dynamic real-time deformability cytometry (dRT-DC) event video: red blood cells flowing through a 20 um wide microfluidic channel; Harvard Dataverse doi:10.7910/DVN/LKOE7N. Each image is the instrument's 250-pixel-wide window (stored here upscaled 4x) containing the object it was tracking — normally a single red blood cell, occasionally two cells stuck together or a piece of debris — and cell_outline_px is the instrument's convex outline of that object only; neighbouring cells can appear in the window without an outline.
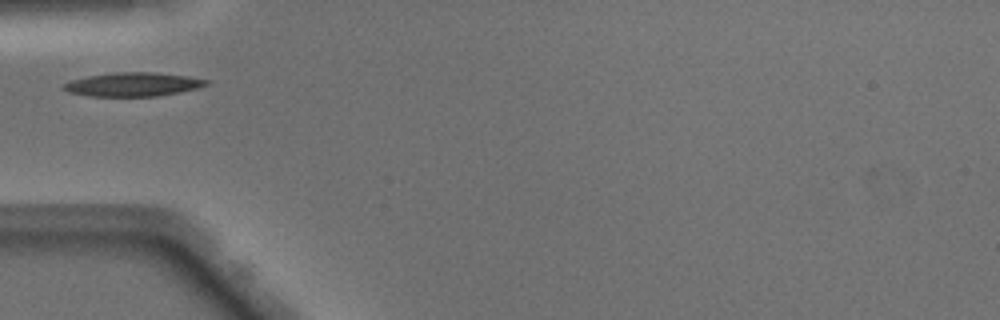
{"species": "Egyptian fruit bat (a non-hibernating species)", "species_latin": "Rousettus aegyptiacus", "temperature_condition": "warm", "stored_images_in_passage": 16, "camera_frame_rate_fps": 3000, "um_per_image_px": 0.085, "animal": {"sex": "male"}, "frame": {"image": 1, "passage_image": 1, "time_ms": 0.0, "image_size_px": [1000, 320], "cell_outline_px": [[208, 84], [200, 88], [156, 96], [92, 96], [68, 92], [60, 88], [64, 84], [72, 80], [88, 76], [112, 72], [152, 72], [184, 76], [208, 80]], "centroid_in_image_um": [11.27, 7.17], "position_along_channel_um": 73.7, "area_um2": 19.59}}